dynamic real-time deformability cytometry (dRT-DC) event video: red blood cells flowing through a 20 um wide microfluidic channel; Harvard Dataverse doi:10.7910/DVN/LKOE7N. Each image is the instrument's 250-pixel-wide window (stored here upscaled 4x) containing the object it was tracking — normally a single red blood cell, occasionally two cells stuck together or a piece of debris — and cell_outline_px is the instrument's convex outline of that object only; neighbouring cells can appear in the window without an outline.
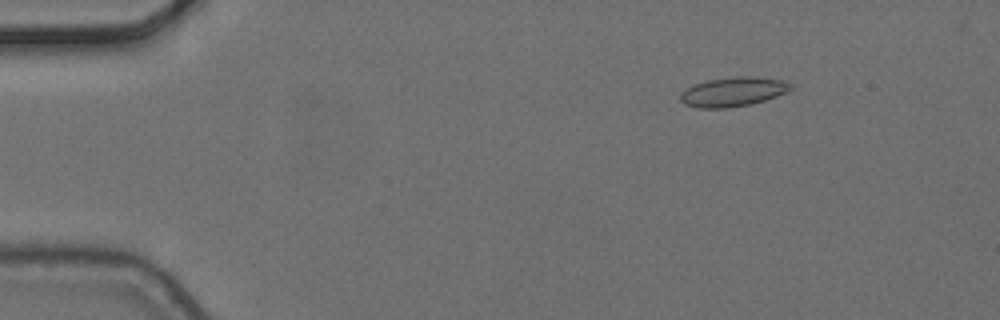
{"species": "common noctule bat (a hibernating species)", "species_latin": "Nyctalus noctula", "temperature_condition": "cold", "stored_images_in_passage": 9, "camera_frame_rate_fps": 3000, "um_per_image_px": 0.085, "animal": {"sex": "female", "body_mass_g": 24.6, "forearm_length_mm": 56.2}, "frame": {"image": 1, "passage_image": 2, "time_ms": 0.333, "image_size_px": [1000, 320], "cell_outline_px": [[792, 88], [776, 96], [764, 100], [748, 104], [728, 108], [696, 108], [684, 104], [680, 100], [680, 92], [696, 84], [708, 80], [736, 76], [752, 76], [784, 80], [792, 84]], "centroid_in_image_um": [62.29, 7.8], "position_along_channel_um": 22.7, "area_um2": 18.73}}
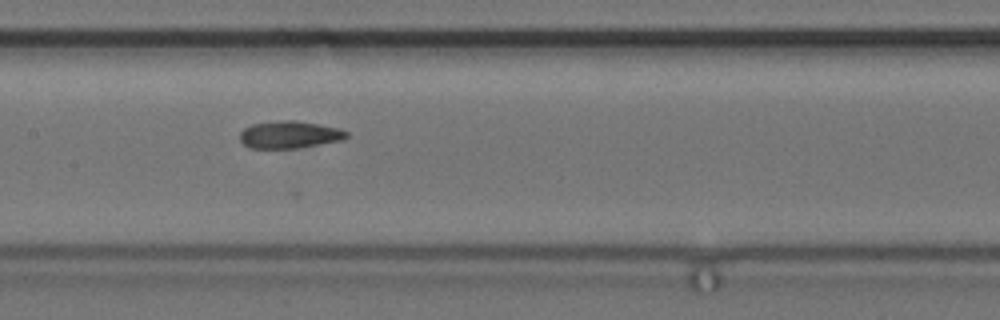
{"frame": {"image": 2, "passage_image": 7, "time_ms": 2.0, "image_size_px": [1000, 320], "cell_outline_px": [[348, 136], [340, 140], [296, 148], [248, 148], [240, 140], [240, 132], [244, 128], [252, 124], [280, 120], [296, 120], [320, 124], [340, 128], [348, 132]], "centroid_in_image_um": [24.59, 11.43], "position_along_channel_um": 182.8, "area_um2": 16.94}}
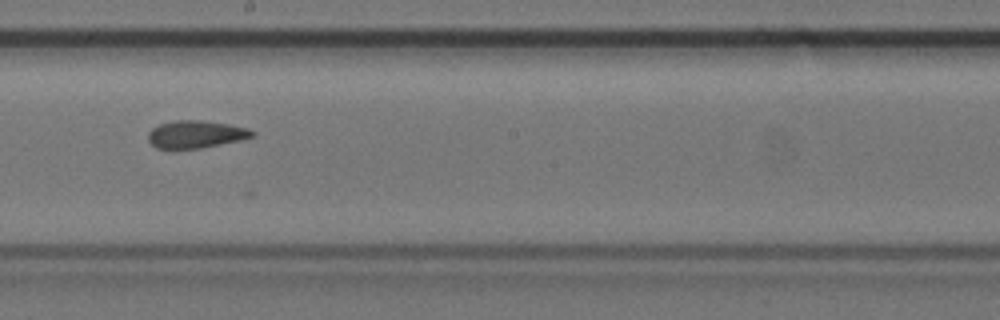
{"frame": {"image": 3, "passage_image": 8, "time_ms": 2.333, "image_size_px": [1000, 320], "cell_outline_px": [[256, 132], [252, 136], [240, 140], [200, 148], [156, 148], [148, 140], [148, 132], [152, 128], [160, 124], [176, 120], [200, 120], [228, 124], [248, 128]], "centroid_in_image_um": [16.63, 11.4], "position_along_channel_um": 231.6, "area_um2": 16.47}}